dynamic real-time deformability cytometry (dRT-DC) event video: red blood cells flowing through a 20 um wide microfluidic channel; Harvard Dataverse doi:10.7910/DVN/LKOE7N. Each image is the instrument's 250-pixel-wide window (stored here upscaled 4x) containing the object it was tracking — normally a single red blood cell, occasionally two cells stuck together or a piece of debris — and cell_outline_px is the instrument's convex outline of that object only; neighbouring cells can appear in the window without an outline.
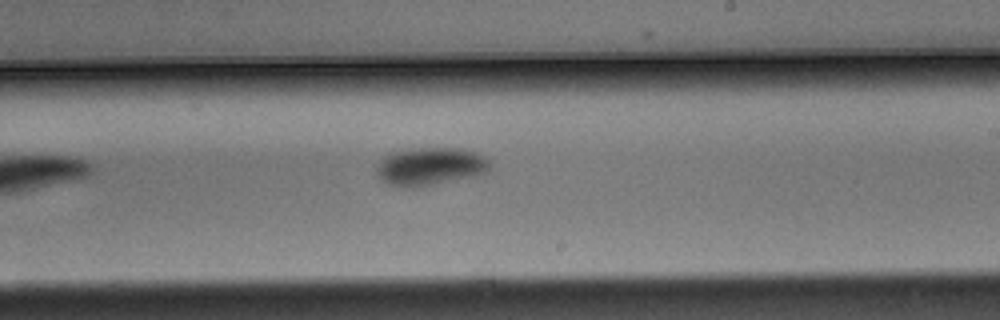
{"species": "Egyptian fruit bat (a non-hibernating species)", "species_latin": "Rousettus aegyptiacus", "temperature_condition": "warm", "stored_images_in_passage": 11, "camera_frame_rate_fps": 3000, "um_per_image_px": 0.085, "animal": {"sex": "male"}, "frame": {"image": 1, "passage_image": 11, "time_ms": 3.333, "image_size_px": [1000, 320], "cell_outline_px": [[488, 168], [484, 172], [472, 176], [416, 188], [404, 188], [388, 184], [376, 172], [376, 168], [384, 156], [388, 152], [420, 148], [464, 148], [476, 152], [484, 156], [488, 160]], "centroid_in_image_um": [36.53, 14.14], "position_along_channel_um": 252.5, "area_um2": 24.85}}